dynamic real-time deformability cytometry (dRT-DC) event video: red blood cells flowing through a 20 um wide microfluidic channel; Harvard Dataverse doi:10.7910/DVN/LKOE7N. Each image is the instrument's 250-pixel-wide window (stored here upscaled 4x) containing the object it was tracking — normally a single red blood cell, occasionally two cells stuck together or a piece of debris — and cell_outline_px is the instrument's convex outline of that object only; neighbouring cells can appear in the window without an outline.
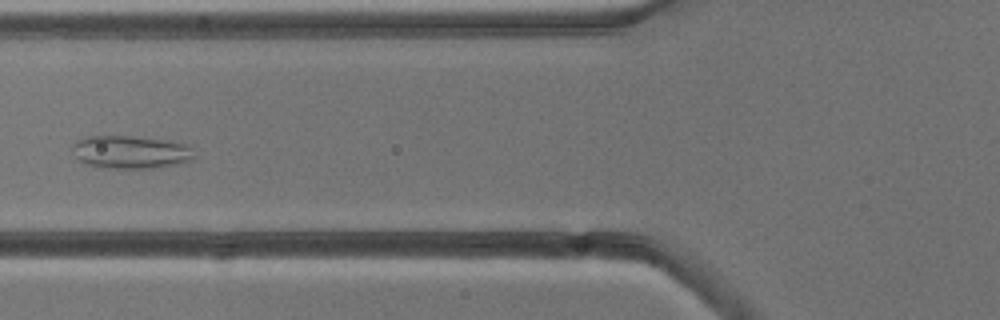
{"species": "common noctule bat (a hibernating species)", "species_latin": "Nyctalus noctula", "temperature_condition": "cold", "stored_images_in_passage": 7, "camera_frame_rate_fps": 3000, "um_per_image_px": 0.085, "animal": {"sex": "male", "body_mass_g": 13.3}, "frame": {"image": 1, "passage_image": 6, "time_ms": 6.667, "image_size_px": [1000, 320], "cell_outline_px": [[196, 160], [180, 164], [160, 168], [96, 168], [84, 164], [76, 156], [72, 148], [80, 140], [92, 136], [132, 136], [164, 140], [188, 144], [196, 156]], "centroid_in_image_um": [11.2, 12.96], "position_along_channel_um": 114.6, "area_um2": 23.64}}